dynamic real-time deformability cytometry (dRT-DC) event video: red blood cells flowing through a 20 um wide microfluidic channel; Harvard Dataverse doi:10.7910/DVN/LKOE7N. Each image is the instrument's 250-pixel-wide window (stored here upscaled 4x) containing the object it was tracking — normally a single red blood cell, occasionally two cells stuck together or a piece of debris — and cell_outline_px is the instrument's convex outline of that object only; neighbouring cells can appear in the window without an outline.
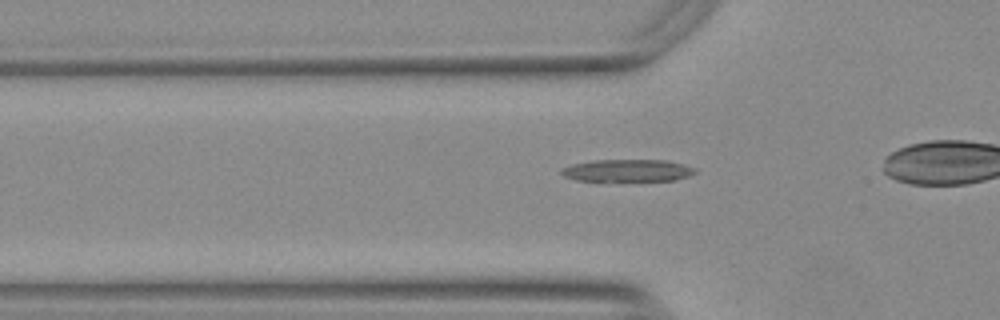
{"species": "Egyptian fruit bat (a non-hibernating species)", "species_latin": "Rousettus aegyptiacus", "temperature_condition": "warm", "stored_images_in_passage": 36, "camera_frame_rate_fps": 3000, "um_per_image_px": 0.085, "animal": {"sex": "female"}, "frame": {"image": 1, "passage_image": 11, "time_ms": 3.333, "image_size_px": [1000, 320], "cell_outline_px": [[696, 172], [688, 176], [672, 180], [576, 180], [564, 176], [560, 172], [560, 168], [572, 164], [596, 160], [664, 160], [680, 164], [692, 168]], "centroid_in_image_um": [53.26, 14.48], "position_along_channel_um": 72.5, "area_um2": 16.82}}
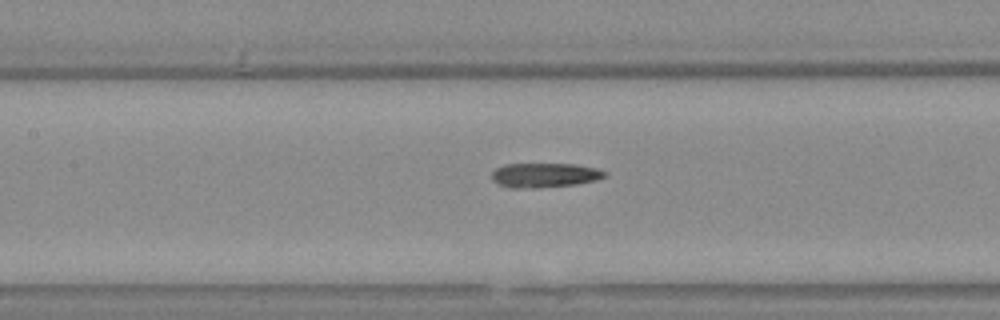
{"frame": {"image": 2, "passage_image": 18, "time_ms": 5.667, "image_size_px": [1000, 320], "cell_outline_px": [[608, 176], [596, 180], [576, 184], [536, 188], [508, 188], [496, 184], [492, 180], [492, 172], [496, 168], [504, 164], [576, 164], [596, 168], [604, 172]], "centroid_in_image_um": [46.25, 14.9], "position_along_channel_um": 161.2, "area_um2": 16.24}}
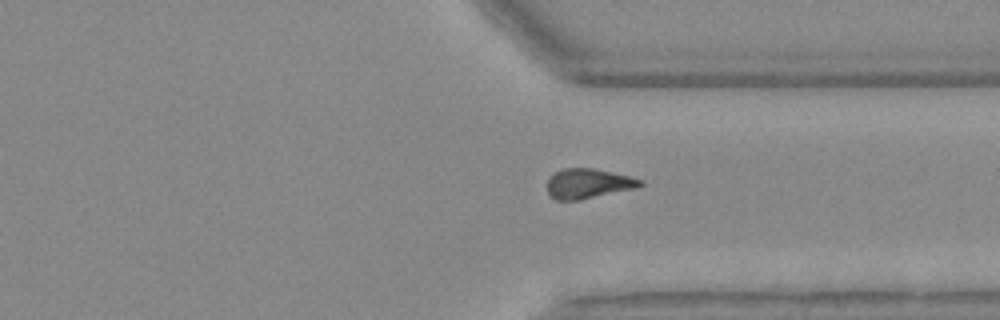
{"frame": {"image": 3, "passage_image": 34, "time_ms": 11.0, "image_size_px": [1000, 320], "cell_outline_px": [[644, 184], [636, 188], [580, 200], [556, 200], [548, 192], [548, 176], [552, 172], [560, 168], [592, 168], [632, 176], [640, 180]], "centroid_in_image_um": [49.97, 15.59], "position_along_channel_um": 361.4, "area_um2": 16.3}}